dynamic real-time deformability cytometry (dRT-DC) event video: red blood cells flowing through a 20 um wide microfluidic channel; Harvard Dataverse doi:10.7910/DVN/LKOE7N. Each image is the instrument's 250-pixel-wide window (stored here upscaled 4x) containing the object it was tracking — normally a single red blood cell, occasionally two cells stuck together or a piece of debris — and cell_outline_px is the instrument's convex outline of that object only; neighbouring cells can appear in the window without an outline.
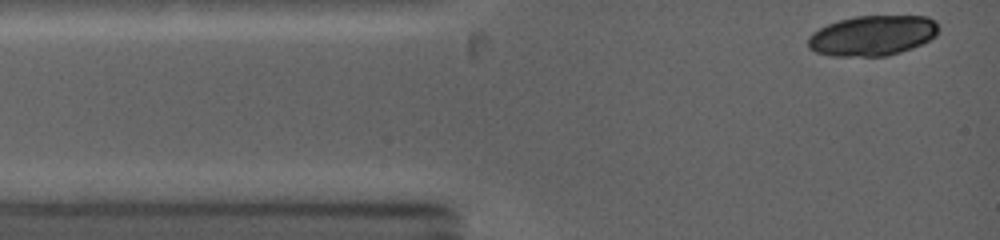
{"species": "common noctule bat (a hibernating species)", "species_latin": "Nyctalus noctula", "temperature_condition": "warm", "stored_images_in_passage": 6, "camera_frame_rate_fps": 5000, "um_per_image_px": 0.085, "animal": {"sex": "female", "body_mass_g": 19.0, "forearm_length_mm": 53.3}, "frame": {"image": 1, "passage_image": 1, "time_ms": 0.0, "image_size_px": [1000, 240], "cell_outline_px": [[940, 28], [936, 36], [912, 48], [888, 56], [832, 56], [816, 52], [808, 48], [808, 36], [812, 32], [828, 24], [840, 20], [856, 16], [928, 16], [936, 20]], "centroid_in_image_um": [74.18, 3.02], "position_along_channel_um": 10.8, "area_um2": 30.75}}